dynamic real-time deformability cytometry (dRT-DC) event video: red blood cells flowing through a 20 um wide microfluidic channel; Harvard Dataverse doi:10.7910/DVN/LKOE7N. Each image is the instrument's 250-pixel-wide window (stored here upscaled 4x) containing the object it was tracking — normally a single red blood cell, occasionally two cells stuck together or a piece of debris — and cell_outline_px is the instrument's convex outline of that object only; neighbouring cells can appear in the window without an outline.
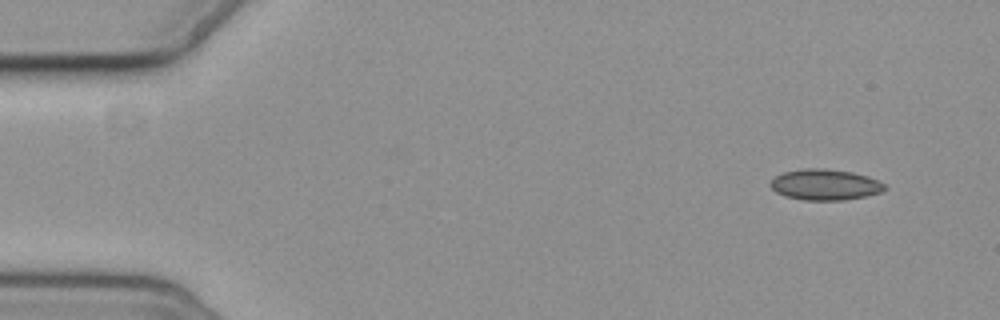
{"species": "common noctule bat (a hibernating species)", "species_latin": "Nyctalus noctula", "temperature_condition": "cold", "stored_images_in_passage": 6, "camera_frame_rate_fps": 3000, "um_per_image_px": 0.085, "animal": {"sex": "female", "body_mass_g": 19.3, "forearm_length_mm": 54.1}, "frame": {"image": 1, "passage_image": 1, "time_ms": 0.0, "image_size_px": [1000, 320], "cell_outline_px": [[888, 188], [880, 192], [864, 196], [844, 200], [804, 200], [784, 196], [776, 192], [772, 188], [772, 180], [776, 176], [784, 172], [804, 168], [824, 168], [852, 172], [868, 176], [884, 184]], "centroid_in_image_um": [70.14, 15.69], "position_along_channel_um": 14.9, "area_um2": 20.4}}
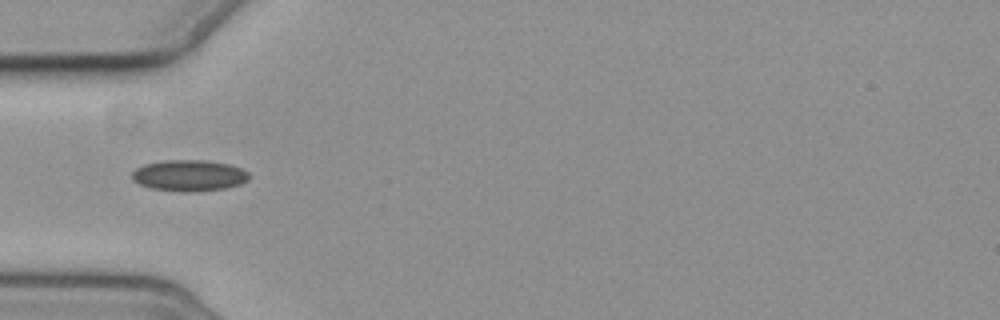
{"frame": {"image": 2, "passage_image": 5, "time_ms": 4.667, "image_size_px": [1000, 320], "cell_outline_px": [[248, 180], [240, 184], [224, 188], [192, 192], [188, 192], [152, 188], [140, 184], [132, 180], [132, 172], [136, 168], [144, 164], [164, 160], [204, 160], [228, 164], [240, 168], [248, 172]], "centroid_in_image_um": [16.05, 14.91], "position_along_channel_um": 68.9, "area_um2": 21.1}}
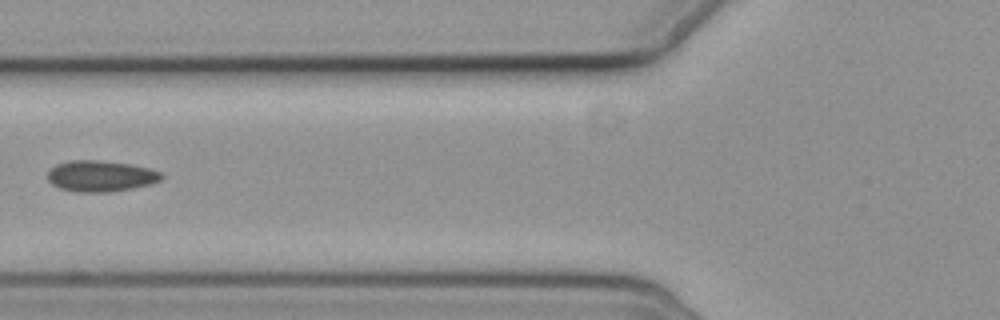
{"frame": {"image": 3, "passage_image": 6, "time_ms": 6.0, "image_size_px": [1000, 320], "cell_outline_px": [[164, 176], [160, 180], [152, 184], [132, 188], [108, 192], [76, 192], [60, 188], [52, 184], [48, 180], [48, 172], [56, 164], [68, 160], [100, 160], [132, 164], [148, 168], [160, 172]], "centroid_in_image_um": [8.56, 14.96], "position_along_channel_um": 117.2, "area_um2": 20.69}}